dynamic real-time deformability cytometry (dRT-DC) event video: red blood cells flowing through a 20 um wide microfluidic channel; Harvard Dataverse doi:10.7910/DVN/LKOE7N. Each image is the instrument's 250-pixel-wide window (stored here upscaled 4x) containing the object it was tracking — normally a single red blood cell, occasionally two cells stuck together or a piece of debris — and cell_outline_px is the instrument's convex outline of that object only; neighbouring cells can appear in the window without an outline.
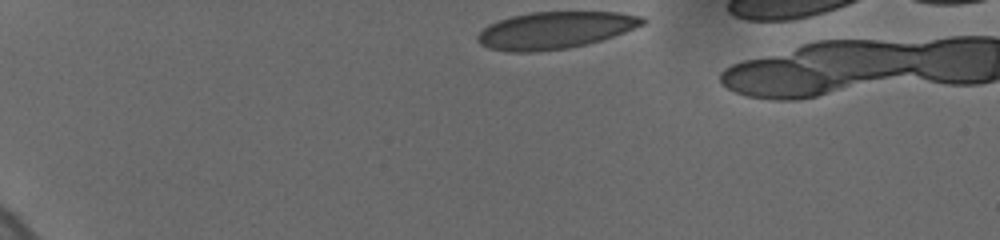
{"species": "human", "species_latin": "Homo sapiens", "temperature_condition": "cold", "stored_images_in_passage": 3, "camera_frame_rate_fps": 3000, "um_per_image_px": 0.085, "donor": {"sex": "female"}, "frame": {"image": 1, "passage_image": 1, "time_ms": 0.0, "image_size_px": [1000, 240], "cell_outline_px": [[648, 20], [644, 24], [624, 32], [600, 40], [568, 48], [532, 52], [512, 52], [488, 48], [480, 44], [476, 40], [476, 36], [488, 24], [512, 16], [532, 12], [620, 12], [644, 16]], "centroid_in_image_um": [47.18, 2.56], "position_along_channel_um": 37.8, "area_um2": 35.49}}